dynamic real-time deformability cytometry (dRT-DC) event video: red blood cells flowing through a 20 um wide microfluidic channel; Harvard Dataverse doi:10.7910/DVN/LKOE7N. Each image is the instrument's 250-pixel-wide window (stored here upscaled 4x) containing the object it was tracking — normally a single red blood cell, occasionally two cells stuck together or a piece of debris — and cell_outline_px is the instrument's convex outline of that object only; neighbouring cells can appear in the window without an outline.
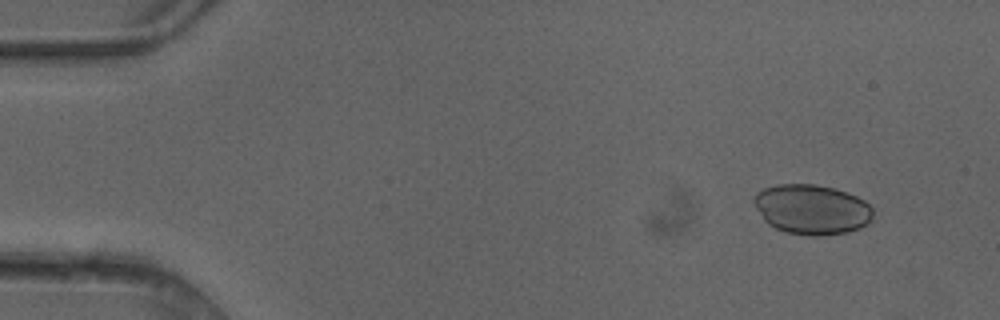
{"species": "common noctule bat (a hibernating species)", "species_latin": "Nyctalus noctula", "temperature_condition": "cold", "stored_images_in_passage": 5, "camera_frame_rate_fps": 3000, "um_per_image_px": 0.085, "animal": {"sex": "female"}, "frame": {"image": 1, "passage_image": 2, "time_ms": 0.333, "image_size_px": [1000, 320], "cell_outline_px": [[872, 216], [868, 224], [860, 228], [848, 232], [820, 236], [808, 236], [788, 232], [776, 228], [768, 224], [764, 220], [756, 208], [752, 200], [752, 196], [756, 192], [764, 188], [776, 184], [816, 184], [832, 188], [856, 196], [864, 200], [872, 208]], "centroid_in_image_um": [68.97, 17.8], "position_along_channel_um": 16.0, "area_um2": 34.74}}